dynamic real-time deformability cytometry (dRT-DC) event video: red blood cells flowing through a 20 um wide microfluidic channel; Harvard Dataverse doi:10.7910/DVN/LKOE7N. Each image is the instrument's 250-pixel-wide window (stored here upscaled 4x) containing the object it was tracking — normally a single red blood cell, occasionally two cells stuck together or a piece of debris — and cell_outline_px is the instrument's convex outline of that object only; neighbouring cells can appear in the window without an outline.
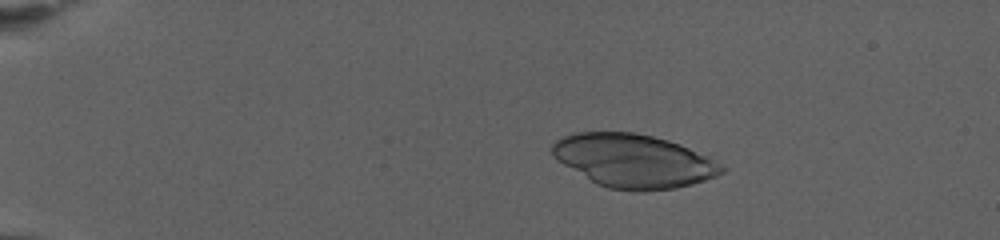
{"species": "human", "species_latin": "Homo sapiens", "temperature_condition": "warm", "stored_images_in_passage": 74, "camera_frame_rate_fps": 3000, "um_per_image_px": 0.085, "donor": {"sex": "female"}, "frame": {"image": 1, "passage_image": 15, "time_ms": 4.667, "image_size_px": [1000, 240], "cell_outline_px": [[724, 172], [716, 176], [692, 184], [676, 188], [644, 192], [640, 192], [608, 188], [596, 184], [564, 164], [552, 156], [552, 144], [556, 140], [564, 136], [576, 132], [632, 132], [652, 136], [668, 140], [680, 144], [704, 156], [724, 168]], "centroid_in_image_um": [53.81, 13.68], "position_along_channel_um": 31.2, "area_um2": 52.25}}